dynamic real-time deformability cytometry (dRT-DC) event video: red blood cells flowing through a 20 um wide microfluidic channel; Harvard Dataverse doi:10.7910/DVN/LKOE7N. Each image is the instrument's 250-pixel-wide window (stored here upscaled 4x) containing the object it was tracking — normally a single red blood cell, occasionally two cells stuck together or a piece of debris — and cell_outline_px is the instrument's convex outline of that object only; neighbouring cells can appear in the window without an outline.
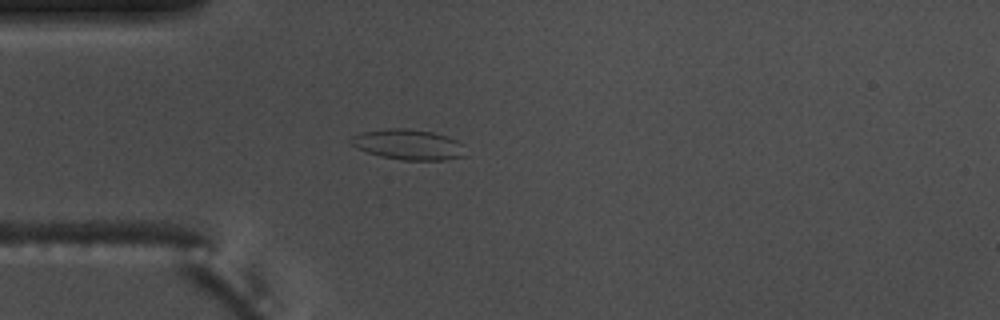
{"species": "common noctule bat (a hibernating species)", "species_latin": "Nyctalus noctula", "temperature_condition": "warm", "stored_images_in_passage": 2, "camera_frame_rate_fps": 3000, "um_per_image_px": 0.085, "animal": {"sex": "male", "body_mass_g": 17.5, "forearm_length_mm": 52.3}, "frame": {"image": 1, "passage_image": 2, "time_ms": 0.333, "image_size_px": [1000, 320], "cell_outline_px": [[464, 156], [444, 160], [400, 160], [380, 156], [356, 148], [348, 144], [348, 140], [352, 136], [364, 132], [388, 128], [404, 128], [432, 132], [448, 136], [456, 140], [460, 144]], "centroid_in_image_um": [34.63, 12.29], "position_along_channel_um": 50.4, "area_um2": 20.17}}